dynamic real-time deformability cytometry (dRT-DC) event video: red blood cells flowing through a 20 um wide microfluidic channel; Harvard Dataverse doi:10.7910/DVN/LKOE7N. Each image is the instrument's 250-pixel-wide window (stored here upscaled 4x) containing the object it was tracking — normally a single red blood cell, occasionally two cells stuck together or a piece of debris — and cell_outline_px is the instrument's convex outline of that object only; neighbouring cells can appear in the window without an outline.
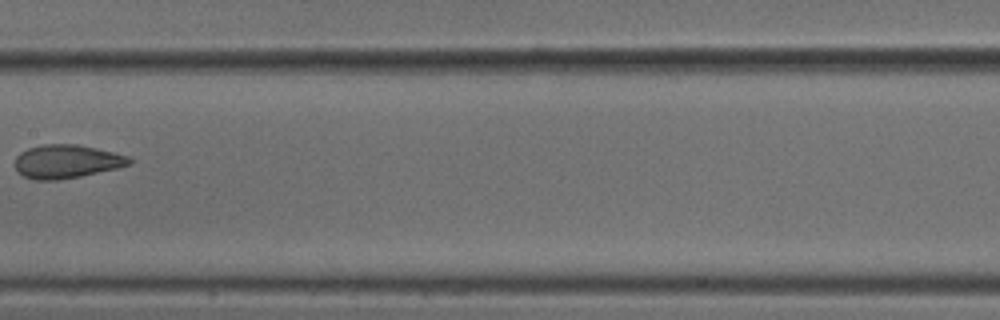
{"species": "common noctule bat (a hibernating species)", "species_latin": "Nyctalus noctula", "temperature_condition": "cold", "stored_images_in_passage": 6, "camera_frame_rate_fps": 3000, "um_per_image_px": 0.085, "animal": {"sex": "male", "body_mass_g": 18.8}, "frame": {"image": 1, "passage_image": 6, "time_ms": 1.667, "image_size_px": [1000, 320], "cell_outline_px": [[132, 164], [116, 168], [80, 176], [56, 180], [32, 180], [16, 172], [12, 164], [16, 156], [20, 152], [28, 148], [44, 144], [76, 144], [96, 148], [128, 156], [132, 160]], "centroid_in_image_um": [5.59, 13.73], "position_along_channel_um": 201.8, "area_um2": 22.48}}